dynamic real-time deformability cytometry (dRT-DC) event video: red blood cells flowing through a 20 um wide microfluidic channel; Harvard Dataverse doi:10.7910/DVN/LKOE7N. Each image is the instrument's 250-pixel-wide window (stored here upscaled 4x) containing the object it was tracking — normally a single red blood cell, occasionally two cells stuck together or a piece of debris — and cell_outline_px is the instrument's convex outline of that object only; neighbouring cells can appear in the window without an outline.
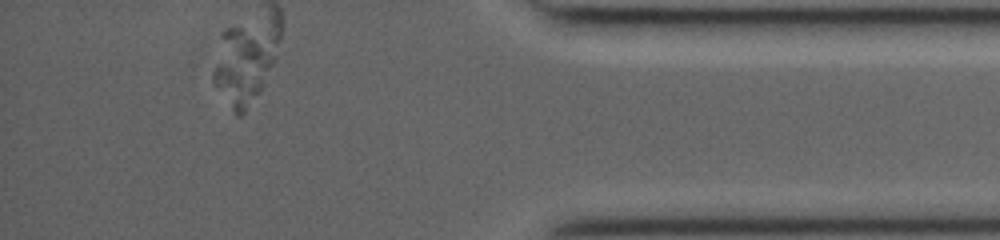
{"species": "common noctule bat (a hibernating species)", "species_latin": "Nyctalus noctula", "temperature_condition": "room temperature", "stored_images_in_passage": 30, "segment_of_instrument_passage": [2, 2], "camera_frame_rate_fps": 3000, "um_per_image_px": 0.085, "animal": {"sex": "female", "body_mass_g": 19.0, "forearm_length_mm": 53.3}, "frame": {"image": 1, "passage_image": 30, "time_ms": 9.667, "image_size_px": [1000, 240], "cell_outline_px": [[260, 92], [244, 112], [240, 116], [236, 116], [232, 112], [212, 80], [212, 72], [216, 68], [232, 64], [260, 80]], "centroid_in_image_um": [20.08, 7.44], "position_along_channel_um": 415.1, "area_um2": 11.39}}